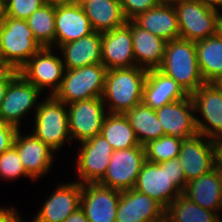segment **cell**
Masks as SVG:
<instances>
[{
	"mask_svg": "<svg viewBox=\"0 0 222 222\" xmlns=\"http://www.w3.org/2000/svg\"><path fill=\"white\" fill-rule=\"evenodd\" d=\"M125 116L134 130L137 141L142 146L164 135L156 111L143 103L127 111Z\"/></svg>",
	"mask_w": 222,
	"mask_h": 222,
	"instance_id": "f1b7e54d",
	"label": "cell"
},
{
	"mask_svg": "<svg viewBox=\"0 0 222 222\" xmlns=\"http://www.w3.org/2000/svg\"><path fill=\"white\" fill-rule=\"evenodd\" d=\"M201 2L203 5L221 11L222 8V0H197ZM220 8V10H219Z\"/></svg>",
	"mask_w": 222,
	"mask_h": 222,
	"instance_id": "7bdbcfd3",
	"label": "cell"
},
{
	"mask_svg": "<svg viewBox=\"0 0 222 222\" xmlns=\"http://www.w3.org/2000/svg\"><path fill=\"white\" fill-rule=\"evenodd\" d=\"M146 69L130 67L107 70L102 99L112 114H125L142 103Z\"/></svg>",
	"mask_w": 222,
	"mask_h": 222,
	"instance_id": "6da1fadb",
	"label": "cell"
},
{
	"mask_svg": "<svg viewBox=\"0 0 222 222\" xmlns=\"http://www.w3.org/2000/svg\"><path fill=\"white\" fill-rule=\"evenodd\" d=\"M155 111L163 127L164 135L187 139L198 134L195 121L197 114H195L190 95L182 100L166 104Z\"/></svg>",
	"mask_w": 222,
	"mask_h": 222,
	"instance_id": "2e32d148",
	"label": "cell"
},
{
	"mask_svg": "<svg viewBox=\"0 0 222 222\" xmlns=\"http://www.w3.org/2000/svg\"><path fill=\"white\" fill-rule=\"evenodd\" d=\"M123 14L127 20L134 19L138 14L158 6V0H121Z\"/></svg>",
	"mask_w": 222,
	"mask_h": 222,
	"instance_id": "d590c367",
	"label": "cell"
},
{
	"mask_svg": "<svg viewBox=\"0 0 222 222\" xmlns=\"http://www.w3.org/2000/svg\"><path fill=\"white\" fill-rule=\"evenodd\" d=\"M102 97H95L67 104L71 140L79 143L101 133L108 114Z\"/></svg>",
	"mask_w": 222,
	"mask_h": 222,
	"instance_id": "9c48e42d",
	"label": "cell"
},
{
	"mask_svg": "<svg viewBox=\"0 0 222 222\" xmlns=\"http://www.w3.org/2000/svg\"><path fill=\"white\" fill-rule=\"evenodd\" d=\"M213 83L222 91V75Z\"/></svg>",
	"mask_w": 222,
	"mask_h": 222,
	"instance_id": "7dc6e473",
	"label": "cell"
},
{
	"mask_svg": "<svg viewBox=\"0 0 222 222\" xmlns=\"http://www.w3.org/2000/svg\"><path fill=\"white\" fill-rule=\"evenodd\" d=\"M166 222H222L221 216L216 212L198 206L185 197L178 196L165 209Z\"/></svg>",
	"mask_w": 222,
	"mask_h": 222,
	"instance_id": "4dcf8cb0",
	"label": "cell"
},
{
	"mask_svg": "<svg viewBox=\"0 0 222 222\" xmlns=\"http://www.w3.org/2000/svg\"><path fill=\"white\" fill-rule=\"evenodd\" d=\"M89 18L77 2L56 3L55 13V45H61L78 40L93 33Z\"/></svg>",
	"mask_w": 222,
	"mask_h": 222,
	"instance_id": "ac0fdd59",
	"label": "cell"
},
{
	"mask_svg": "<svg viewBox=\"0 0 222 222\" xmlns=\"http://www.w3.org/2000/svg\"><path fill=\"white\" fill-rule=\"evenodd\" d=\"M33 134L52 150L59 151L70 138L67 104L53 95L39 102L34 114Z\"/></svg>",
	"mask_w": 222,
	"mask_h": 222,
	"instance_id": "3957f363",
	"label": "cell"
},
{
	"mask_svg": "<svg viewBox=\"0 0 222 222\" xmlns=\"http://www.w3.org/2000/svg\"><path fill=\"white\" fill-rule=\"evenodd\" d=\"M121 191L99 183L81 184L80 207L89 222H116Z\"/></svg>",
	"mask_w": 222,
	"mask_h": 222,
	"instance_id": "4fadbf2b",
	"label": "cell"
},
{
	"mask_svg": "<svg viewBox=\"0 0 222 222\" xmlns=\"http://www.w3.org/2000/svg\"><path fill=\"white\" fill-rule=\"evenodd\" d=\"M76 171L80 184L98 183L105 175L113 147L101 134L80 143Z\"/></svg>",
	"mask_w": 222,
	"mask_h": 222,
	"instance_id": "8fae6325",
	"label": "cell"
},
{
	"mask_svg": "<svg viewBox=\"0 0 222 222\" xmlns=\"http://www.w3.org/2000/svg\"><path fill=\"white\" fill-rule=\"evenodd\" d=\"M198 67L205 83H213L222 75V38L217 33L195 42Z\"/></svg>",
	"mask_w": 222,
	"mask_h": 222,
	"instance_id": "83f0119b",
	"label": "cell"
},
{
	"mask_svg": "<svg viewBox=\"0 0 222 222\" xmlns=\"http://www.w3.org/2000/svg\"><path fill=\"white\" fill-rule=\"evenodd\" d=\"M0 222H24L16 208L0 207Z\"/></svg>",
	"mask_w": 222,
	"mask_h": 222,
	"instance_id": "ab89813d",
	"label": "cell"
},
{
	"mask_svg": "<svg viewBox=\"0 0 222 222\" xmlns=\"http://www.w3.org/2000/svg\"><path fill=\"white\" fill-rule=\"evenodd\" d=\"M100 134L105 137L114 151L142 146L137 141L134 130L125 114L108 113Z\"/></svg>",
	"mask_w": 222,
	"mask_h": 222,
	"instance_id": "f546056e",
	"label": "cell"
},
{
	"mask_svg": "<svg viewBox=\"0 0 222 222\" xmlns=\"http://www.w3.org/2000/svg\"><path fill=\"white\" fill-rule=\"evenodd\" d=\"M48 0H6V15L14 19L26 20Z\"/></svg>",
	"mask_w": 222,
	"mask_h": 222,
	"instance_id": "e575fe53",
	"label": "cell"
},
{
	"mask_svg": "<svg viewBox=\"0 0 222 222\" xmlns=\"http://www.w3.org/2000/svg\"><path fill=\"white\" fill-rule=\"evenodd\" d=\"M13 145L16 147L25 171L35 180L45 175L52 167L54 150L33 133L21 135L18 129Z\"/></svg>",
	"mask_w": 222,
	"mask_h": 222,
	"instance_id": "ffe728a7",
	"label": "cell"
},
{
	"mask_svg": "<svg viewBox=\"0 0 222 222\" xmlns=\"http://www.w3.org/2000/svg\"><path fill=\"white\" fill-rule=\"evenodd\" d=\"M55 13L56 3L48 1L26 19L28 27L42 47L52 48L55 44Z\"/></svg>",
	"mask_w": 222,
	"mask_h": 222,
	"instance_id": "1f68e13d",
	"label": "cell"
},
{
	"mask_svg": "<svg viewBox=\"0 0 222 222\" xmlns=\"http://www.w3.org/2000/svg\"><path fill=\"white\" fill-rule=\"evenodd\" d=\"M182 194L198 206L220 214L222 209V173L215 167L189 181Z\"/></svg>",
	"mask_w": 222,
	"mask_h": 222,
	"instance_id": "cb8c5ba5",
	"label": "cell"
},
{
	"mask_svg": "<svg viewBox=\"0 0 222 222\" xmlns=\"http://www.w3.org/2000/svg\"><path fill=\"white\" fill-rule=\"evenodd\" d=\"M52 50L53 47L41 48L18 70L41 92L49 89V95H54L60 88L65 73L62 58L54 55Z\"/></svg>",
	"mask_w": 222,
	"mask_h": 222,
	"instance_id": "ba28073f",
	"label": "cell"
},
{
	"mask_svg": "<svg viewBox=\"0 0 222 222\" xmlns=\"http://www.w3.org/2000/svg\"><path fill=\"white\" fill-rule=\"evenodd\" d=\"M17 131L13 125L0 121V155L13 145Z\"/></svg>",
	"mask_w": 222,
	"mask_h": 222,
	"instance_id": "74e56055",
	"label": "cell"
},
{
	"mask_svg": "<svg viewBox=\"0 0 222 222\" xmlns=\"http://www.w3.org/2000/svg\"><path fill=\"white\" fill-rule=\"evenodd\" d=\"M41 94L39 89L19 73L9 83L5 97L0 104V121L20 129V122L26 113L31 112L32 108L38 109L39 101L37 100Z\"/></svg>",
	"mask_w": 222,
	"mask_h": 222,
	"instance_id": "30bf717a",
	"label": "cell"
},
{
	"mask_svg": "<svg viewBox=\"0 0 222 222\" xmlns=\"http://www.w3.org/2000/svg\"><path fill=\"white\" fill-rule=\"evenodd\" d=\"M178 159L186 178V184L215 168L213 140L197 134L183 139Z\"/></svg>",
	"mask_w": 222,
	"mask_h": 222,
	"instance_id": "5bb4252c",
	"label": "cell"
},
{
	"mask_svg": "<svg viewBox=\"0 0 222 222\" xmlns=\"http://www.w3.org/2000/svg\"><path fill=\"white\" fill-rule=\"evenodd\" d=\"M218 25H222V12H218Z\"/></svg>",
	"mask_w": 222,
	"mask_h": 222,
	"instance_id": "681fc988",
	"label": "cell"
},
{
	"mask_svg": "<svg viewBox=\"0 0 222 222\" xmlns=\"http://www.w3.org/2000/svg\"><path fill=\"white\" fill-rule=\"evenodd\" d=\"M26 176L34 180L24 169L20 161L17 149L12 145L7 151L0 155V178L4 180H14Z\"/></svg>",
	"mask_w": 222,
	"mask_h": 222,
	"instance_id": "836d02e7",
	"label": "cell"
},
{
	"mask_svg": "<svg viewBox=\"0 0 222 222\" xmlns=\"http://www.w3.org/2000/svg\"><path fill=\"white\" fill-rule=\"evenodd\" d=\"M217 33L220 35V37L222 38V25H218V30Z\"/></svg>",
	"mask_w": 222,
	"mask_h": 222,
	"instance_id": "f907efd6",
	"label": "cell"
},
{
	"mask_svg": "<svg viewBox=\"0 0 222 222\" xmlns=\"http://www.w3.org/2000/svg\"><path fill=\"white\" fill-rule=\"evenodd\" d=\"M198 134L208 138L222 136V91L214 83H204L191 95Z\"/></svg>",
	"mask_w": 222,
	"mask_h": 222,
	"instance_id": "7c38bea8",
	"label": "cell"
},
{
	"mask_svg": "<svg viewBox=\"0 0 222 222\" xmlns=\"http://www.w3.org/2000/svg\"><path fill=\"white\" fill-rule=\"evenodd\" d=\"M64 222H89L84 211L79 207L75 212L68 216Z\"/></svg>",
	"mask_w": 222,
	"mask_h": 222,
	"instance_id": "b9f144b4",
	"label": "cell"
},
{
	"mask_svg": "<svg viewBox=\"0 0 222 222\" xmlns=\"http://www.w3.org/2000/svg\"><path fill=\"white\" fill-rule=\"evenodd\" d=\"M187 96L188 94L174 79L165 75L159 69L147 71L142 98V103L145 106L156 110Z\"/></svg>",
	"mask_w": 222,
	"mask_h": 222,
	"instance_id": "603a6c76",
	"label": "cell"
},
{
	"mask_svg": "<svg viewBox=\"0 0 222 222\" xmlns=\"http://www.w3.org/2000/svg\"><path fill=\"white\" fill-rule=\"evenodd\" d=\"M168 174L170 182L182 192L186 186V178L178 158L168 160Z\"/></svg>",
	"mask_w": 222,
	"mask_h": 222,
	"instance_id": "8d00e7d4",
	"label": "cell"
},
{
	"mask_svg": "<svg viewBox=\"0 0 222 222\" xmlns=\"http://www.w3.org/2000/svg\"><path fill=\"white\" fill-rule=\"evenodd\" d=\"M158 69L174 79L188 95L205 83L198 67L194 41L182 38L168 41L163 63Z\"/></svg>",
	"mask_w": 222,
	"mask_h": 222,
	"instance_id": "7a4b0ae2",
	"label": "cell"
},
{
	"mask_svg": "<svg viewBox=\"0 0 222 222\" xmlns=\"http://www.w3.org/2000/svg\"><path fill=\"white\" fill-rule=\"evenodd\" d=\"M126 24L131 28L136 66L146 70L158 69L163 63L167 41L141 28L133 20H127Z\"/></svg>",
	"mask_w": 222,
	"mask_h": 222,
	"instance_id": "7402d4cb",
	"label": "cell"
},
{
	"mask_svg": "<svg viewBox=\"0 0 222 222\" xmlns=\"http://www.w3.org/2000/svg\"><path fill=\"white\" fill-rule=\"evenodd\" d=\"M107 70L102 63L65 69L60 88L53 96L65 104L102 97Z\"/></svg>",
	"mask_w": 222,
	"mask_h": 222,
	"instance_id": "277c9868",
	"label": "cell"
},
{
	"mask_svg": "<svg viewBox=\"0 0 222 222\" xmlns=\"http://www.w3.org/2000/svg\"><path fill=\"white\" fill-rule=\"evenodd\" d=\"M18 74L19 71L0 56V82H11Z\"/></svg>",
	"mask_w": 222,
	"mask_h": 222,
	"instance_id": "f35d334b",
	"label": "cell"
},
{
	"mask_svg": "<svg viewBox=\"0 0 222 222\" xmlns=\"http://www.w3.org/2000/svg\"><path fill=\"white\" fill-rule=\"evenodd\" d=\"M165 208L155 199L134 188L121 191L116 222H162Z\"/></svg>",
	"mask_w": 222,
	"mask_h": 222,
	"instance_id": "e0dca14e",
	"label": "cell"
},
{
	"mask_svg": "<svg viewBox=\"0 0 222 222\" xmlns=\"http://www.w3.org/2000/svg\"><path fill=\"white\" fill-rule=\"evenodd\" d=\"M160 4H175L182 0H158Z\"/></svg>",
	"mask_w": 222,
	"mask_h": 222,
	"instance_id": "bcb514c9",
	"label": "cell"
},
{
	"mask_svg": "<svg viewBox=\"0 0 222 222\" xmlns=\"http://www.w3.org/2000/svg\"><path fill=\"white\" fill-rule=\"evenodd\" d=\"M134 189L155 199L165 209L182 194L170 182L168 161L159 164L146 161L138 175Z\"/></svg>",
	"mask_w": 222,
	"mask_h": 222,
	"instance_id": "9a60e30c",
	"label": "cell"
},
{
	"mask_svg": "<svg viewBox=\"0 0 222 222\" xmlns=\"http://www.w3.org/2000/svg\"><path fill=\"white\" fill-rule=\"evenodd\" d=\"M180 38L199 41L216 35L218 30V10L203 5L197 0H182L174 4Z\"/></svg>",
	"mask_w": 222,
	"mask_h": 222,
	"instance_id": "8992f818",
	"label": "cell"
},
{
	"mask_svg": "<svg viewBox=\"0 0 222 222\" xmlns=\"http://www.w3.org/2000/svg\"><path fill=\"white\" fill-rule=\"evenodd\" d=\"M83 8L90 24L96 32H107L126 24L121 2L118 0L76 1Z\"/></svg>",
	"mask_w": 222,
	"mask_h": 222,
	"instance_id": "4316f807",
	"label": "cell"
},
{
	"mask_svg": "<svg viewBox=\"0 0 222 222\" xmlns=\"http://www.w3.org/2000/svg\"><path fill=\"white\" fill-rule=\"evenodd\" d=\"M101 39L102 64L108 70L136 66L131 28L127 24L101 33Z\"/></svg>",
	"mask_w": 222,
	"mask_h": 222,
	"instance_id": "44dd1931",
	"label": "cell"
},
{
	"mask_svg": "<svg viewBox=\"0 0 222 222\" xmlns=\"http://www.w3.org/2000/svg\"><path fill=\"white\" fill-rule=\"evenodd\" d=\"M7 17L6 15V1L0 0V24Z\"/></svg>",
	"mask_w": 222,
	"mask_h": 222,
	"instance_id": "ee69618b",
	"label": "cell"
},
{
	"mask_svg": "<svg viewBox=\"0 0 222 222\" xmlns=\"http://www.w3.org/2000/svg\"><path fill=\"white\" fill-rule=\"evenodd\" d=\"M138 26L165 41L180 38L178 17L174 4H159L132 19Z\"/></svg>",
	"mask_w": 222,
	"mask_h": 222,
	"instance_id": "484cf974",
	"label": "cell"
},
{
	"mask_svg": "<svg viewBox=\"0 0 222 222\" xmlns=\"http://www.w3.org/2000/svg\"><path fill=\"white\" fill-rule=\"evenodd\" d=\"M182 142L183 139L170 135L149 141L144 145L146 161L159 164L178 158Z\"/></svg>",
	"mask_w": 222,
	"mask_h": 222,
	"instance_id": "d6a6232c",
	"label": "cell"
},
{
	"mask_svg": "<svg viewBox=\"0 0 222 222\" xmlns=\"http://www.w3.org/2000/svg\"><path fill=\"white\" fill-rule=\"evenodd\" d=\"M102 39L101 33H93L83 36L61 45L62 61L65 69H76L84 66L102 63Z\"/></svg>",
	"mask_w": 222,
	"mask_h": 222,
	"instance_id": "d4e9b609",
	"label": "cell"
},
{
	"mask_svg": "<svg viewBox=\"0 0 222 222\" xmlns=\"http://www.w3.org/2000/svg\"><path fill=\"white\" fill-rule=\"evenodd\" d=\"M215 150V167L222 173V136L213 138Z\"/></svg>",
	"mask_w": 222,
	"mask_h": 222,
	"instance_id": "60d3db41",
	"label": "cell"
},
{
	"mask_svg": "<svg viewBox=\"0 0 222 222\" xmlns=\"http://www.w3.org/2000/svg\"><path fill=\"white\" fill-rule=\"evenodd\" d=\"M30 222H64L80 207L81 184L78 181L58 185V188L46 198Z\"/></svg>",
	"mask_w": 222,
	"mask_h": 222,
	"instance_id": "d6986e66",
	"label": "cell"
},
{
	"mask_svg": "<svg viewBox=\"0 0 222 222\" xmlns=\"http://www.w3.org/2000/svg\"><path fill=\"white\" fill-rule=\"evenodd\" d=\"M41 48L26 20L6 17L0 24V56L17 70Z\"/></svg>",
	"mask_w": 222,
	"mask_h": 222,
	"instance_id": "5b68a950",
	"label": "cell"
},
{
	"mask_svg": "<svg viewBox=\"0 0 222 222\" xmlns=\"http://www.w3.org/2000/svg\"><path fill=\"white\" fill-rule=\"evenodd\" d=\"M48 1H53L55 3H58V2H76L77 0H48Z\"/></svg>",
	"mask_w": 222,
	"mask_h": 222,
	"instance_id": "c3c4849f",
	"label": "cell"
},
{
	"mask_svg": "<svg viewBox=\"0 0 222 222\" xmlns=\"http://www.w3.org/2000/svg\"><path fill=\"white\" fill-rule=\"evenodd\" d=\"M10 82H0V104L5 97Z\"/></svg>",
	"mask_w": 222,
	"mask_h": 222,
	"instance_id": "f6af8a7d",
	"label": "cell"
},
{
	"mask_svg": "<svg viewBox=\"0 0 222 222\" xmlns=\"http://www.w3.org/2000/svg\"><path fill=\"white\" fill-rule=\"evenodd\" d=\"M145 162L144 146L114 151L107 171L98 183L119 191L130 190L134 188Z\"/></svg>",
	"mask_w": 222,
	"mask_h": 222,
	"instance_id": "52a82bcc",
	"label": "cell"
}]
</instances>
